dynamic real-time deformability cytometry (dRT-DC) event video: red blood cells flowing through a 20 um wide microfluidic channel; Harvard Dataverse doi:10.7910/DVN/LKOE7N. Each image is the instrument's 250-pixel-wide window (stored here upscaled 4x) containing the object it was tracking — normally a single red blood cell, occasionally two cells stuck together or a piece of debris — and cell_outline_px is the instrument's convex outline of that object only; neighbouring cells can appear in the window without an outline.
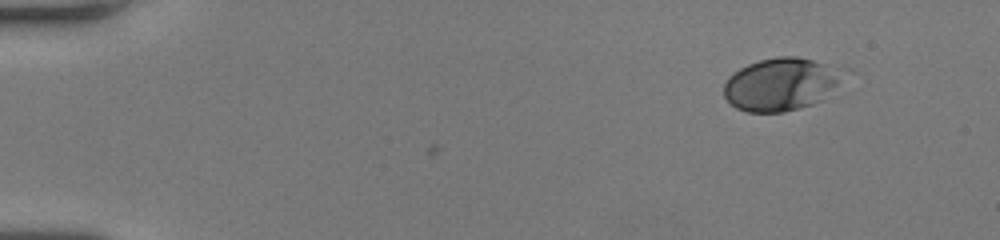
{"species": "human", "species_latin": "Homo sapiens", "temperature_condition": "room temperature", "stored_images_in_passage": 48, "camera_frame_rate_fps": 3000, "um_per_image_px": 0.085, "donor": {"sex": "female"}, "frame": {"image": 1, "passage_image": 1, "time_ms": 0.0, "image_size_px": [1000, 240], "cell_outline_px": [[836, 84], [824, 100], [800, 108], [784, 112], [748, 112], [736, 108], [724, 96], [724, 84], [728, 76], [740, 68], [748, 64], [760, 60], [776, 56], [796, 56], [812, 60], [824, 64], [836, 80]], "centroid_in_image_um": [66.19, 7.2], "position_along_channel_um": 18.8, "area_um2": 35.37}}
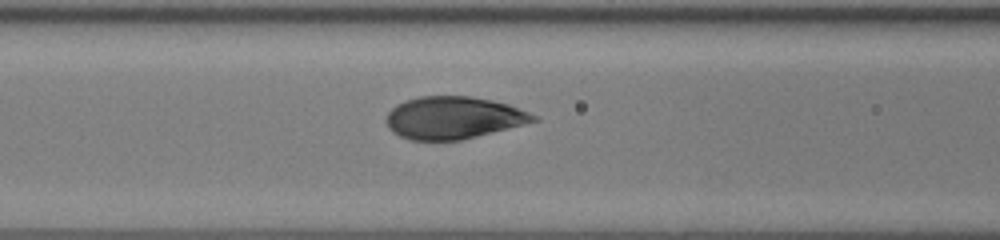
{"frame": {"image": 2, "passage_image": 19, "time_ms": 6.0, "image_size_px": [1000, 240], "cell_outline_px": [[540, 120], [460, 140], [408, 140], [392, 132], [388, 128], [384, 120], [388, 112], [396, 104], [404, 100], [420, 96], [472, 96], [492, 100], [508, 104], [540, 116]], "centroid_in_image_um": [38.51, 10.0], "position_along_channel_um": 128.1, "area_um2": 36.53}}
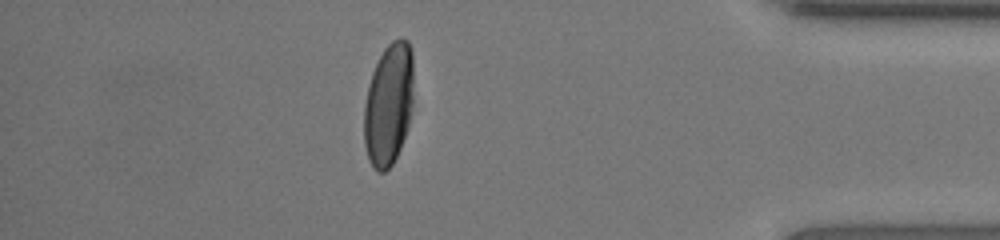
{"frame": {"image": 3, "passage_image": 42, "time_ms": 13.667, "image_size_px": [1000, 240], "cell_outline_px": [[412, 112], [408, 128], [400, 148], [392, 164], [384, 172], [376, 172], [372, 168], [368, 160], [364, 144], [364, 104], [372, 72], [384, 48], [392, 40], [400, 36], [408, 40], [412, 52]], "centroid_in_image_um": [33.03, 8.88], "position_along_channel_um": 402.2, "area_um2": 35.6}, "authors_computed_cell_mechanics": {"area_um2": 36.6741, "velocity_mm_per_s": 4.0175, "shape_relaxation_time_tau1_ms": 2.9425, "shape_relaxation_time_tau2_ms": null, "deformation_change_tau1": 0.1755, "deformation_change_tau2": null}}